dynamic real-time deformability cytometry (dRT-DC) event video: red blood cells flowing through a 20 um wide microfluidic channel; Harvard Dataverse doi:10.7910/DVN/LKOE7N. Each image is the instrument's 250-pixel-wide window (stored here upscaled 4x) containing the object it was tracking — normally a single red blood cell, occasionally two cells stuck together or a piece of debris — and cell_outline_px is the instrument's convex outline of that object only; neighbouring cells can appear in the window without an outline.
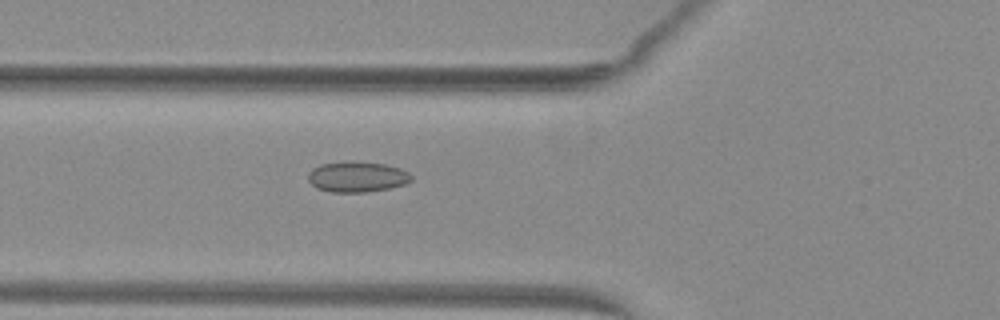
{"species": "common noctule bat (a hibernating species)", "species_latin": "Nyctalus noctula", "temperature_condition": "warm", "stored_images_in_passage": 36, "camera_frame_rate_fps": 3000, "um_per_image_px": 0.085, "animal": {"sex": "female", "body_mass_g": 29.2, "forearm_length_mm": 56.3}, "frame": {"image": 1, "passage_image": 5, "time_ms": 1.333, "image_size_px": [1000, 320], "cell_outline_px": [[412, 180], [404, 184], [388, 188], [368, 192], [332, 192], [316, 188], [308, 180], [308, 172], [312, 168], [320, 164], [352, 160], [384, 164], [400, 168], [408, 172], [412, 176]], "centroid_in_image_um": [30.33, 15.01], "position_along_channel_um": 95.5, "area_um2": 18.55}}
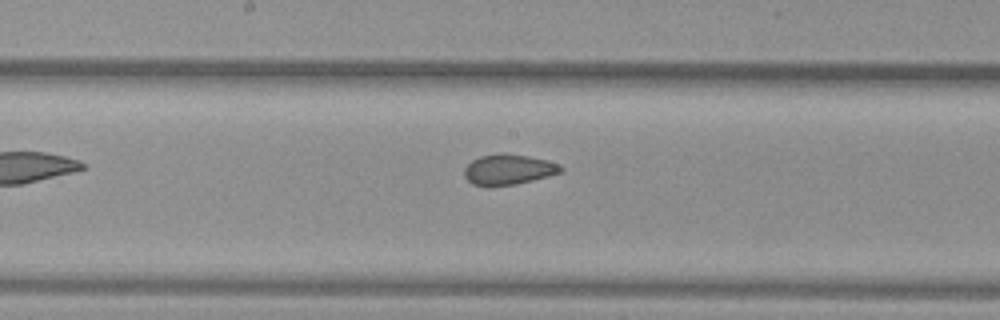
{"frame": {"image": 2, "passage_image": 13, "time_ms": 4.0, "image_size_px": [1000, 320], "cell_outline_px": [[564, 168], [560, 172], [548, 176], [516, 184], [488, 188], [472, 184], [464, 176], [464, 168], [472, 160], [480, 156], [500, 152], [528, 156], [560, 164]], "centroid_in_image_um": [43.16, 14.42], "position_along_channel_um": 205.0, "area_um2": 17.34}}
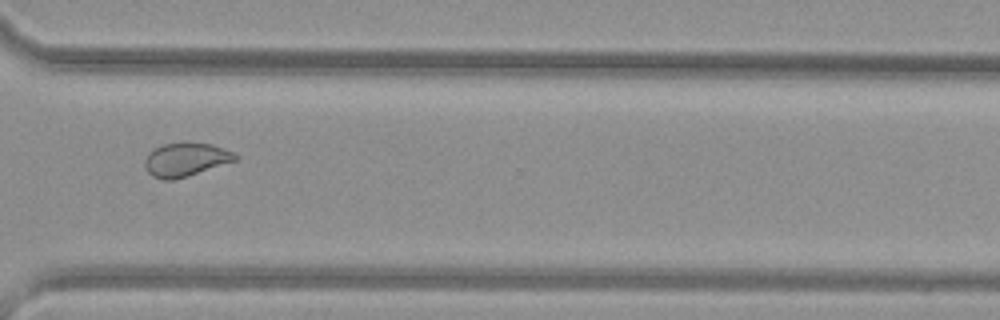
{"frame": {"image": 3, "passage_image": 24, "time_ms": 7.667, "image_size_px": [1000, 320], "cell_outline_px": [[240, 156], [236, 160], [188, 176], [172, 180], [164, 180], [152, 176], [144, 168], [144, 160], [148, 152], [164, 144], [212, 144], [232, 152]], "centroid_in_image_um": [15.75, 13.59], "position_along_channel_um": 354.9, "area_um2": 17.34}, "authors_computed_cell_mechanics": {"area_um2": 17.8313, "velocity_mm_per_s": 4.0901, "shape_relaxation_time_tau1_ms": null, "shape_relaxation_time_tau2_ms": 1.1013, "deformation_change_tau1": null, "deformation_change_tau2": 0.052}}